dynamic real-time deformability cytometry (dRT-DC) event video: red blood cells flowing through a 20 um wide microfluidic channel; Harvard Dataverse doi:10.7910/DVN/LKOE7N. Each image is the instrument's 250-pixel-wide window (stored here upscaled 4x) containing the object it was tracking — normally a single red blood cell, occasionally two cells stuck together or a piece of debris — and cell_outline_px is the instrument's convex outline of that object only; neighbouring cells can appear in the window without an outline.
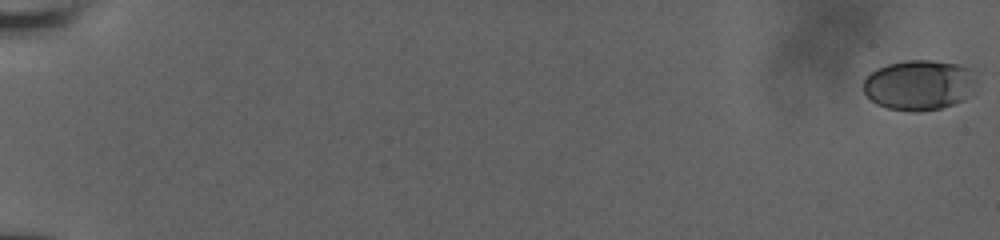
{"species": "human", "species_latin": "Homo sapiens", "temperature_condition": "room temperature", "stored_images_in_passage": 47, "camera_frame_rate_fps": 3000, "um_per_image_px": 0.085, "donor": {"sex": "male"}, "frame": {"image": 1, "passage_image": 1, "time_ms": 0.0, "image_size_px": [1000, 240], "cell_outline_px": [[976, 80], [968, 96], [964, 100], [940, 108], [920, 112], [916, 112], [888, 108], [876, 104], [864, 92], [864, 80], [876, 68], [888, 64], [904, 60], [932, 60], [956, 64], [972, 68]], "centroid_in_image_um": [78.13, 7.22], "position_along_channel_um": 6.9, "area_um2": 33.06}}
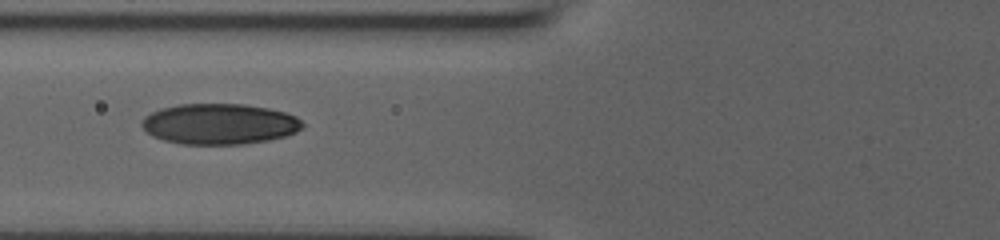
{"frame": {"image": 2, "passage_image": 27, "time_ms": 8.667, "image_size_px": [1000, 240], "cell_outline_px": [[304, 128], [296, 132], [284, 136], [268, 140], [244, 144], [184, 144], [164, 140], [152, 136], [140, 124], [144, 116], [160, 108], [180, 104], [244, 104], [268, 108], [284, 112], [296, 116], [304, 124]], "centroid_in_image_um": [18.66, 10.53], "position_along_channel_um": 107.1, "area_um2": 38.15}}
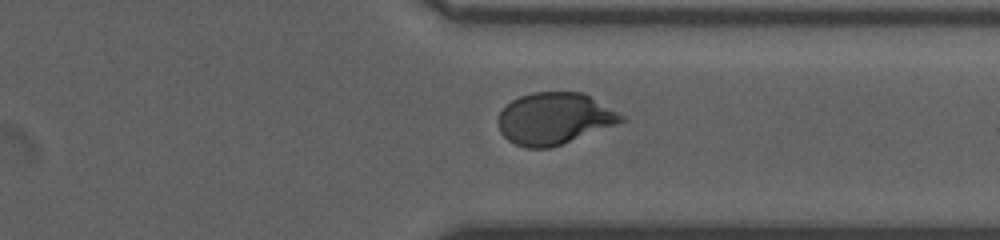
{"frame": {"image": 3, "passage_image": 47, "time_ms": 15.333, "image_size_px": [1000, 240], "cell_outline_px": [[628, 120], [560, 144], [548, 148], [528, 148], [516, 144], [508, 140], [500, 132], [500, 112], [512, 100], [520, 96], [532, 92], [584, 92], [624, 116]], "centroid_in_image_um": [47.13, 10.06], "position_along_channel_um": 364.3, "area_um2": 36.59}}